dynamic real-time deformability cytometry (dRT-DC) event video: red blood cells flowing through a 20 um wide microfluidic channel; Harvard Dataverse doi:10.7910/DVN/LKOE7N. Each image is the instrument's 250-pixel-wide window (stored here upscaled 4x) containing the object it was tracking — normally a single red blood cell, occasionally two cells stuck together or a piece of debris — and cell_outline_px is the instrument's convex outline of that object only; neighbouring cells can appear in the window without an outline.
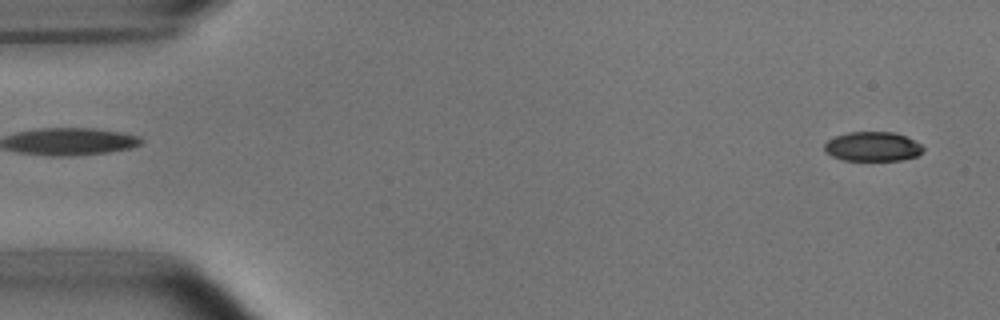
{"species": "common noctule bat (a hibernating species)", "species_latin": "Nyctalus noctula", "temperature_condition": "room temperature", "stored_images_in_passage": 52, "camera_frame_rate_fps": 3000, "um_per_image_px": 0.085, "animal": {"sex": "male", "body_mass_g": 15.6}, "frame": {"image": 1, "passage_image": 2, "time_ms": 0.333, "image_size_px": [1000, 320], "cell_outline_px": [[924, 152], [916, 156], [900, 160], [844, 160], [832, 156], [824, 152], [824, 144], [828, 140], [836, 136], [848, 132], [892, 132], [904, 136], [920, 144], [924, 148]], "centroid_in_image_um": [74.15, 12.46], "position_along_channel_um": 10.9, "area_um2": 16.82}}
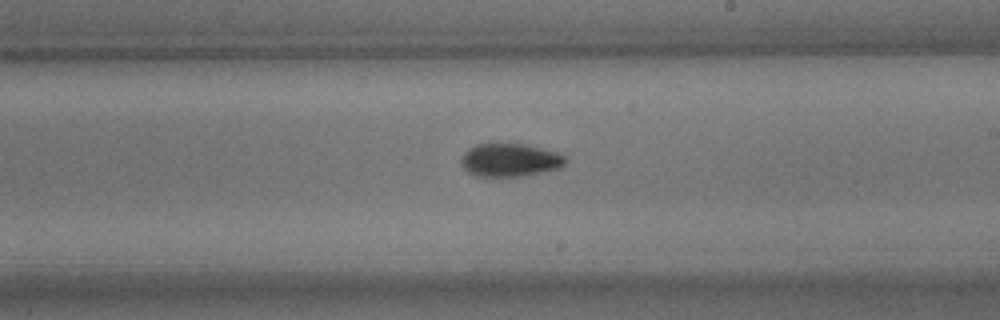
{"frame": {"image": 2, "passage_image": 30, "time_ms": 9.667, "image_size_px": [1000, 320], "cell_outline_px": [[568, 160], [560, 168], [540, 172], [516, 176], [476, 176], [468, 172], [460, 164], [460, 160], [464, 152], [468, 148], [476, 144], [492, 140], [524, 144], [556, 152], [564, 156]], "centroid_in_image_um": [43.27, 13.55], "position_along_channel_um": 245.7, "area_um2": 20.63}}
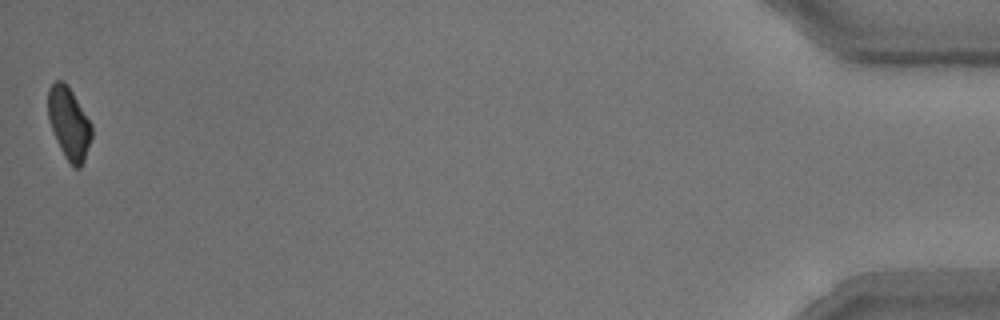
{"frame": {"image": 3, "passage_image": 52, "time_ms": 17.0, "image_size_px": [1000, 320], "cell_outline_px": [[92, 136], [84, 160], [80, 168], [72, 168], [64, 156], [60, 148], [52, 128], [48, 116], [48, 88], [56, 80], [64, 80], [68, 84], [92, 124]], "centroid_in_image_um": [5.87, 10.46], "position_along_channel_um": 429.3, "area_um2": 18.38}, "authors_computed_cell_mechanics": {"area_um2": 19.363, "velocity_mm_per_s": 3.7763, "shape_relaxation_time_tau1_ms": 2.8584, "shape_relaxation_time_tau2_ms": 2.7678, "deformation_change_tau1": 0.1206, "deformation_change_tau2": 0.0666}}